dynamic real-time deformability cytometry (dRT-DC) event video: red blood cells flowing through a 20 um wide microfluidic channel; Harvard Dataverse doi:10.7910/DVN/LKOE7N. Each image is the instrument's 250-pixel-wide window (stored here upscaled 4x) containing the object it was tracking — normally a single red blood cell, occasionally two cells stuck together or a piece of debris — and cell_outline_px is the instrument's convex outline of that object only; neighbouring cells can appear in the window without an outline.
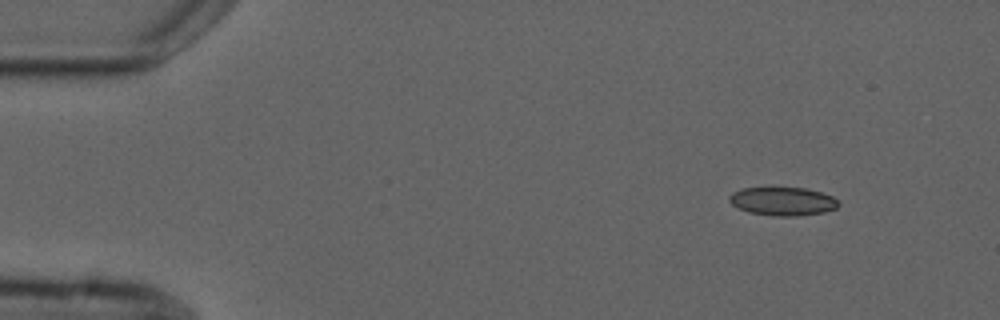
{"species": "common noctule bat (a hibernating species)", "species_latin": "Nyctalus noctula", "temperature_condition": "cold", "stored_images_in_passage": 4, "camera_frame_rate_fps": 3000, "um_per_image_px": 0.085, "animal": {"sex": "male", "forearm_length_mm": 52.5}, "frame": {"image": 1, "passage_image": 1, "time_ms": 0.0, "image_size_px": [1000, 320], "cell_outline_px": [[840, 204], [836, 208], [824, 212], [796, 216], [772, 216], [748, 212], [732, 204], [728, 200], [728, 196], [732, 192], [740, 188], [804, 188], [820, 192], [832, 196]], "centroid_in_image_um": [66.5, 17.11], "position_along_channel_um": 18.5, "area_um2": 18.03}}